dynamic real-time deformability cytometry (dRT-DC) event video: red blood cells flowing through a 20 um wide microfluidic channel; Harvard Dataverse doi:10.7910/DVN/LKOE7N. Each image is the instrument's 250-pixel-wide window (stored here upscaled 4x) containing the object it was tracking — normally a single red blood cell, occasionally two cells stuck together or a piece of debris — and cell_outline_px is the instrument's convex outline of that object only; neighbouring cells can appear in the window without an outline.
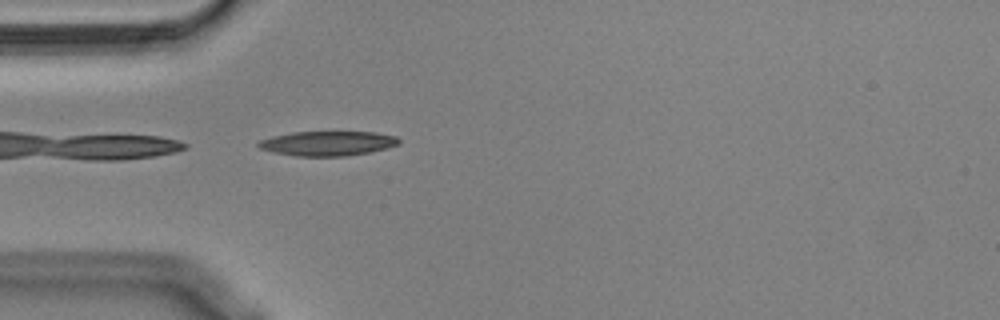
{"species": "Egyptian fruit bat (a non-hibernating species)", "species_latin": "Rousettus aegyptiacus", "temperature_condition": "cold", "stored_images_in_passage": 42, "camera_frame_rate_fps": 3000, "um_per_image_px": 0.085, "animal": {"sex": "male"}, "frame": {"image": 1, "passage_image": 2, "time_ms": 0.333, "image_size_px": [1000, 320], "cell_outline_px": [[400, 144], [388, 148], [372, 152], [348, 156], [296, 156], [272, 152], [260, 148], [256, 144], [260, 140], [272, 136], [292, 132], [376, 132], [396, 136], [400, 140]], "centroid_in_image_um": [27.88, 12.19], "position_along_channel_um": 57.1, "area_um2": 20.35}}
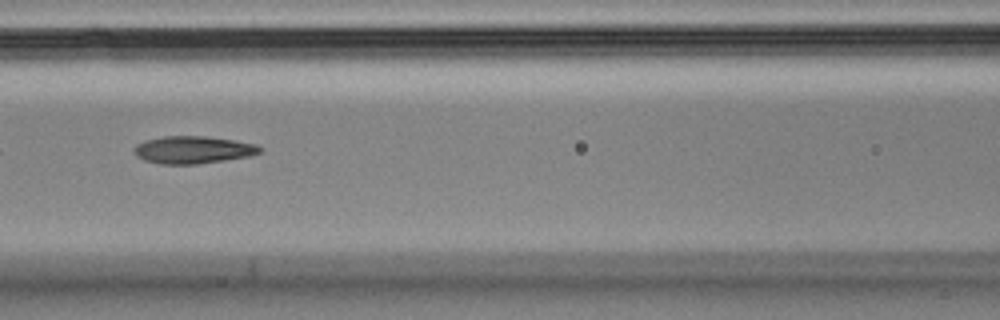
{"frame": {"image": 2, "passage_image": 10, "time_ms": 3.0, "image_size_px": [1000, 320], "cell_outline_px": [[260, 152], [248, 156], [224, 160], [196, 164], [160, 164], [144, 160], [136, 156], [132, 152], [132, 148], [136, 144], [144, 140], [164, 136], [204, 136], [232, 140], [256, 144], [260, 148]], "centroid_in_image_um": [16.31, 12.73], "position_along_channel_um": 150.3, "area_um2": 20.06}}
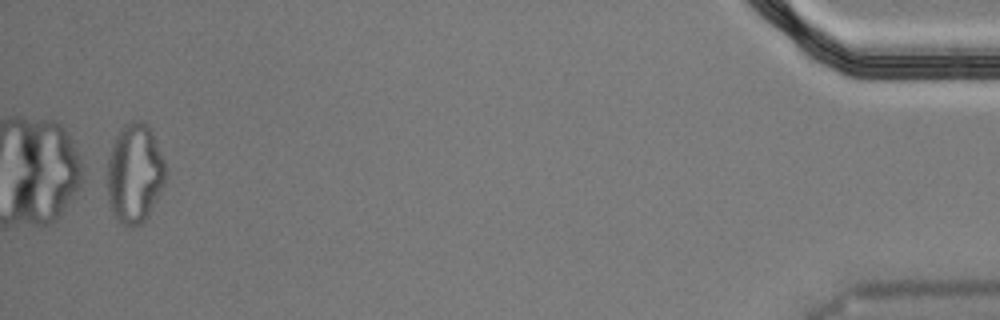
{"frame": {"image": 3, "passage_image": 40, "time_ms": 13.0, "image_size_px": [1000, 320], "cell_outline_px": [[164, 180], [160, 192], [144, 224], [120, 224], [116, 220], [108, 200], [108, 160], [112, 144], [120, 128], [124, 124], [132, 120], [144, 120], [148, 124], [152, 132], [164, 160]], "centroid_in_image_um": [11.43, 14.71], "position_along_channel_um": 423.8, "area_um2": 33.58}, "authors_computed_cell_mechanics": {"area_um2": 20.5479, "velocity_mm_per_s": 3.5855, "shape_relaxation_time_tau1_ms": null, "shape_relaxation_time_tau2_ms": 4.7292, "deformation_change_tau1": null, "deformation_change_tau2": 0.1454}}